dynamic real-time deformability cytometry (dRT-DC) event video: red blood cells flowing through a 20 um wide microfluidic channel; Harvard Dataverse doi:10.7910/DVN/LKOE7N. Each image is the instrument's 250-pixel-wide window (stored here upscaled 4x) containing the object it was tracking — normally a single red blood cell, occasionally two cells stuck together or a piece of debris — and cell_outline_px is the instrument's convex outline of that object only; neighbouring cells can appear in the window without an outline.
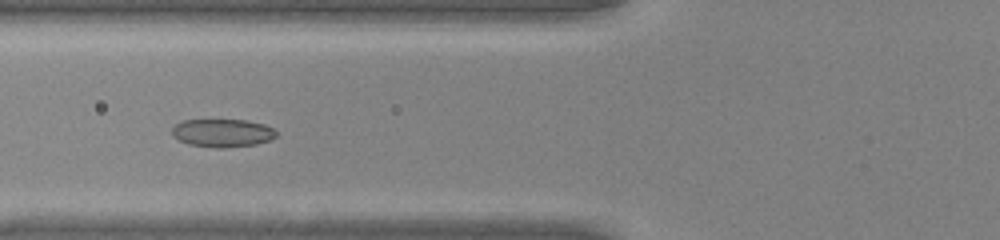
{"species": "common noctule bat (a hibernating species)", "species_latin": "Nyctalus noctula", "temperature_condition": "warm", "stored_images_in_passage": 34, "camera_frame_rate_fps": 3000, "um_per_image_px": 0.085, "animal": {"sex": "male", "body_mass_g": 20.0, "forearm_length_mm": 53.3}, "frame": {"image": 1, "passage_image": 5, "time_ms": 1.333, "image_size_px": [1000, 240], "cell_outline_px": [[276, 136], [268, 140], [256, 144], [224, 148], [216, 148], [188, 144], [172, 136], [172, 128], [176, 124], [184, 120], [244, 120], [264, 124], [272, 128], [276, 132]], "centroid_in_image_um": [18.89, 11.3], "position_along_channel_um": 106.9, "area_um2": 16.94}}
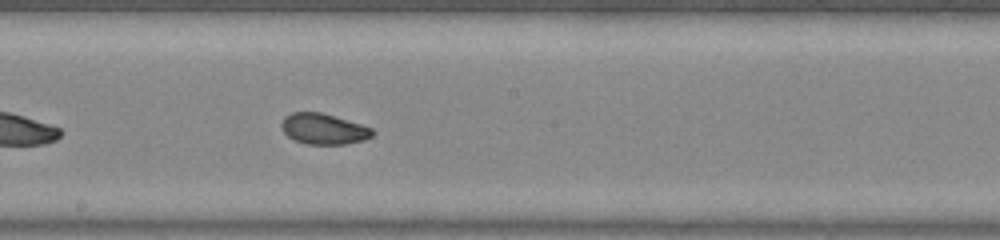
{"frame": {"image": 2, "passage_image": 13, "time_ms": 4.0, "image_size_px": [1000, 240], "cell_outline_px": [[376, 132], [372, 136], [364, 140], [344, 144], [308, 144], [296, 140], [288, 136], [284, 132], [280, 124], [284, 116], [292, 112], [320, 112], [360, 124], [372, 128]], "centroid_in_image_um": [27.5, 10.95], "position_along_channel_um": 220.7, "area_um2": 16.18}}
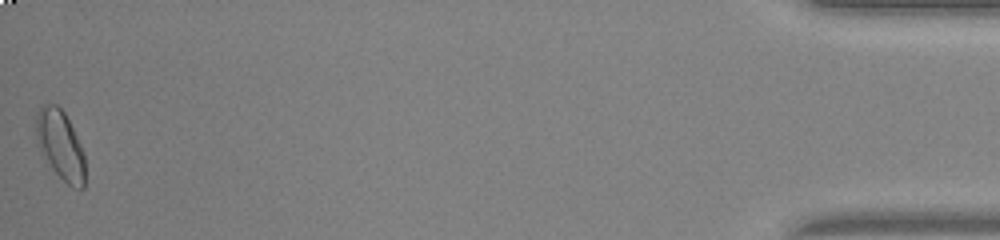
{"frame": {"image": 3, "passage_image": 34, "time_ms": 11.0, "image_size_px": [1000, 240], "cell_outline_px": [[84, 188], [72, 188], [52, 168], [40, 148], [36, 136], [36, 112], [40, 104], [56, 104], [64, 112], [80, 144], [84, 156]], "centroid_in_image_um": [5.12, 12.29], "position_along_channel_um": 430.1, "area_um2": 19.31}, "authors_computed_cell_mechanics": {"area_um2": 16.7042, "velocity_mm_per_s": 4.2699, "shape_relaxation_time_tau1_ms": 5.1827, "shape_relaxation_time_tau2_ms": 2.167, "deformation_change_tau1": 0.1344, "deformation_change_tau2": 0.0671}}